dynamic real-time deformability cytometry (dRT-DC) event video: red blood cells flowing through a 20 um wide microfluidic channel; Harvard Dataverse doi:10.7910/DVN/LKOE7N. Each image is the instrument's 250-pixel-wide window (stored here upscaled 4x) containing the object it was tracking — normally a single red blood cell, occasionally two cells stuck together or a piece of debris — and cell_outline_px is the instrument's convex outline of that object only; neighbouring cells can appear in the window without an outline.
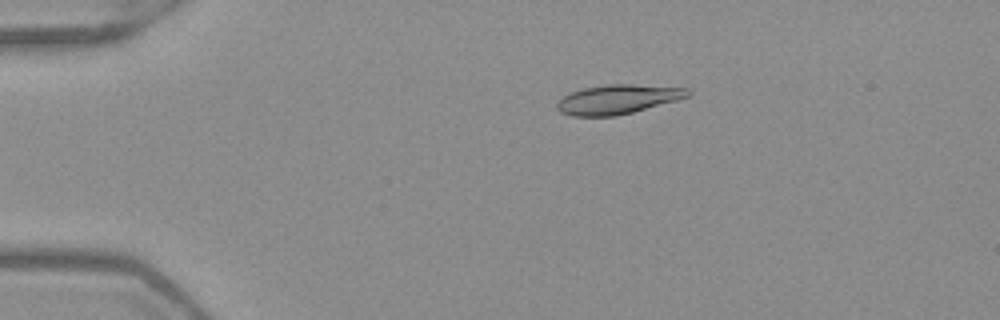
{"species": "Egyptian fruit bat (a non-hibernating species)", "species_latin": "Rousettus aegyptiacus", "temperature_condition": "warm", "stored_images_in_passage": 52, "camera_frame_rate_fps": 3000, "um_per_image_px": 0.085, "frame": {"image": 1, "passage_image": 11, "time_ms": 3.333, "image_size_px": [1000, 320], "cell_outline_px": [[692, 92], [688, 96], [676, 100], [632, 112], [616, 116], [572, 116], [560, 112], [556, 108], [556, 104], [564, 96], [572, 92], [584, 88], [608, 84], [632, 84], [688, 88]], "centroid_in_image_um": [52.5, 8.44], "position_along_channel_um": 32.5, "area_um2": 22.14}}
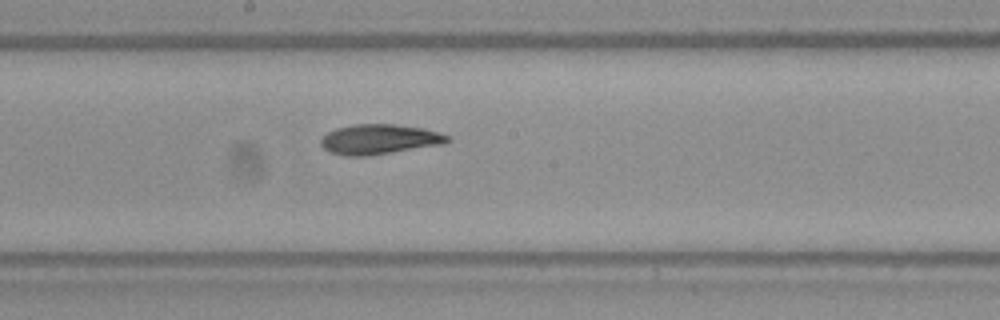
{"frame": {"image": 2, "passage_image": 29, "time_ms": 9.333, "image_size_px": [1000, 320], "cell_outline_px": [[452, 140], [444, 144], [368, 156], [344, 156], [328, 152], [320, 144], [320, 140], [328, 132], [336, 128], [352, 124], [392, 124], [424, 128], [448, 136]], "centroid_in_image_um": [32.22, 11.85], "position_along_channel_um": 216.0, "area_um2": 22.2}}
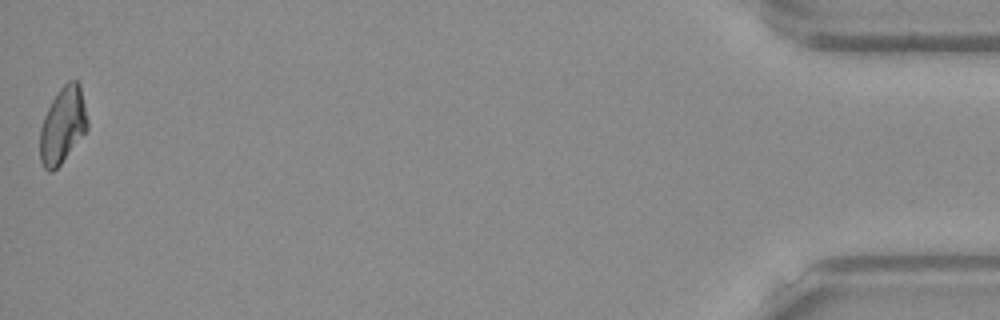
{"frame": {"image": 3, "passage_image": 52, "time_ms": 17.0, "image_size_px": [1000, 320], "cell_outline_px": [[88, 128], [60, 164], [52, 172], [48, 172], [44, 168], [40, 160], [40, 128], [44, 116], [52, 100], [60, 88], [68, 80], [76, 80], [80, 84], [88, 120]], "centroid_in_image_um": [5.32, 10.64], "position_along_channel_um": 429.9, "area_um2": 20.92}, "authors_computed_cell_mechanics": {"area_um2": 21.9351, "velocity_mm_per_s": 3.9754, "shape_relaxation_time_tau1_ms": null, "shape_relaxation_time_tau2_ms": 8.5336, "deformation_change_tau1": null, "deformation_change_tau2": 0.1314}}